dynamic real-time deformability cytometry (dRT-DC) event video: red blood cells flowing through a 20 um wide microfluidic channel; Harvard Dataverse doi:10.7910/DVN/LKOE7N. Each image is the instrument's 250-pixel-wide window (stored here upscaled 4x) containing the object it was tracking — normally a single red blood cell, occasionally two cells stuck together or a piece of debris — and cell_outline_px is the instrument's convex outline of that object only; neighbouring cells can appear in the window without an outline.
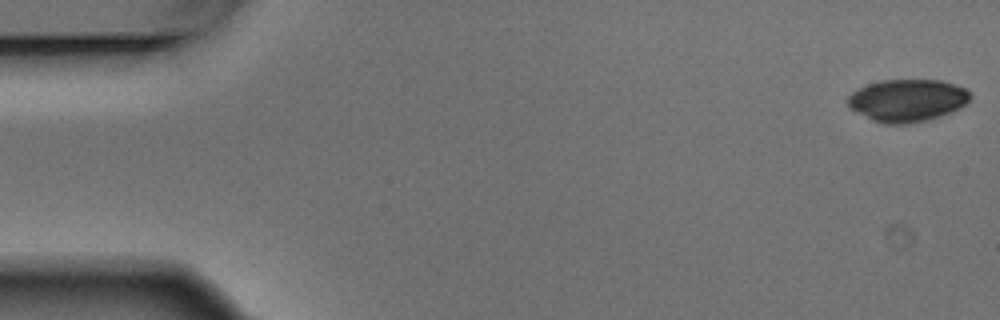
{"species": "Egyptian fruit bat (a non-hibernating species)", "species_latin": "Rousettus aegyptiacus", "temperature_condition": "warm", "stored_images_in_passage": 6, "segment_of_instrument_passage": [1, 2], "camera_frame_rate_fps": 3000, "um_per_image_px": 0.085, "animal": {"sex": "male"}, "frame": {"image": 1, "passage_image": 1, "time_ms": 0.0, "image_size_px": [1000, 320], "cell_outline_px": [[968, 100], [960, 108], [940, 116], [908, 124], [884, 124], [872, 120], [852, 108], [848, 104], [848, 96], [852, 92], [868, 84], [880, 80], [944, 80], [964, 88], [968, 92]], "centroid_in_image_um": [77.11, 8.52], "position_along_channel_um": 7.9, "area_um2": 29.82}}
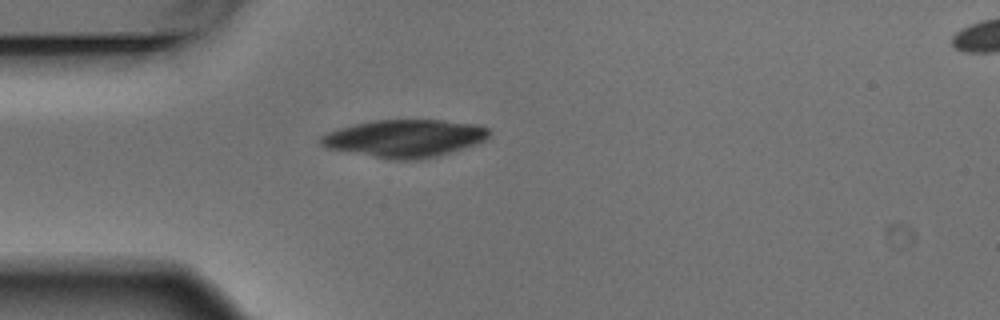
{"frame": {"image": 2, "passage_image": 5, "time_ms": 1.333, "image_size_px": [1000, 320], "cell_outline_px": [[492, 132], [484, 140], [476, 144], [440, 156], [420, 160], [392, 160], [328, 148], [320, 144], [320, 136], [328, 132], [340, 128], [356, 124], [376, 120], [444, 120], [476, 124], [488, 128]], "centroid_in_image_um": [34.44, 11.77], "position_along_channel_um": 50.6, "area_um2": 36.88}}